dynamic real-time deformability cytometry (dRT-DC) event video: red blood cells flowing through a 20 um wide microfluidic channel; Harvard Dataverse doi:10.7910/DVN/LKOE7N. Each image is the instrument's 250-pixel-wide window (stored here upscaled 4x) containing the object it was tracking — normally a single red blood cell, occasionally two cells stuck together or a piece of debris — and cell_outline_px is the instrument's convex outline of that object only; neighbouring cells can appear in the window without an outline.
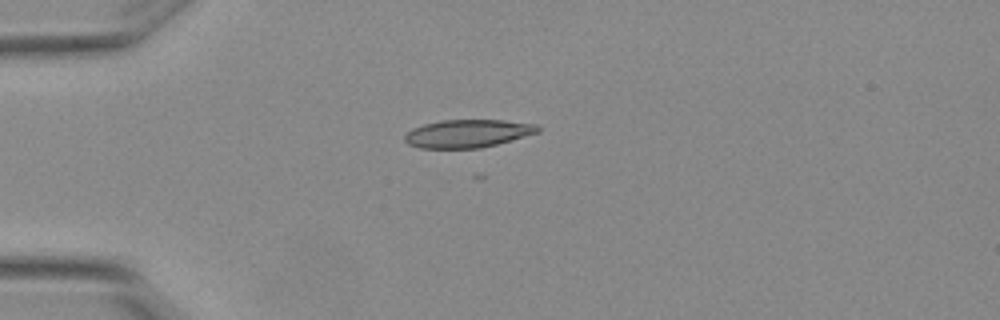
{"species": "Egyptian fruit bat (a non-hibernating species)", "species_latin": "Rousettus aegyptiacus", "temperature_condition": "warm", "stored_images_in_passage": 6, "camera_frame_rate_fps": 3000, "um_per_image_px": 0.085, "animal": {"sex": "female"}, "frame": {"image": 1, "passage_image": 4, "time_ms": 1.0, "image_size_px": [1000, 320], "cell_outline_px": [[540, 132], [496, 144], [480, 148], [420, 148], [408, 144], [404, 140], [404, 136], [412, 128], [424, 124], [440, 120], [504, 120], [536, 124], [540, 128]], "centroid_in_image_um": [39.74, 11.34], "position_along_channel_um": 45.3, "area_um2": 21.68}}
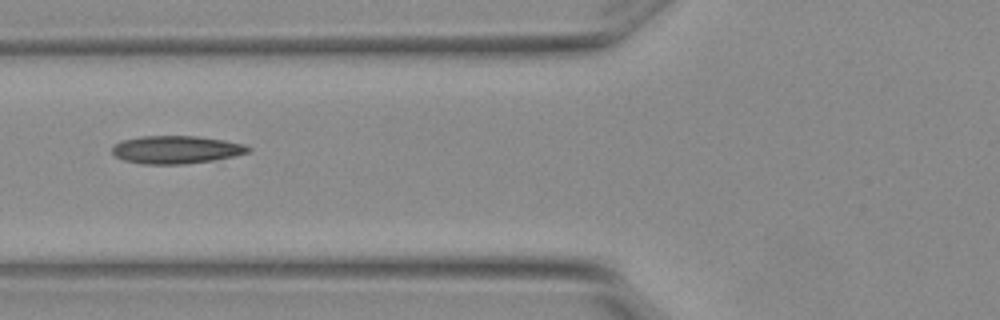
{"frame": {"image": 2, "passage_image": 6, "time_ms": 1.667, "image_size_px": [1000, 320], "cell_outline_px": [[252, 148], [248, 152], [236, 156], [212, 160], [184, 164], [144, 164], [124, 160], [116, 156], [112, 152], [112, 148], [120, 140], [140, 136], [196, 136], [224, 140], [244, 144]], "centroid_in_image_um": [14.98, 12.71], "position_along_channel_um": 110.8, "area_um2": 22.08}}